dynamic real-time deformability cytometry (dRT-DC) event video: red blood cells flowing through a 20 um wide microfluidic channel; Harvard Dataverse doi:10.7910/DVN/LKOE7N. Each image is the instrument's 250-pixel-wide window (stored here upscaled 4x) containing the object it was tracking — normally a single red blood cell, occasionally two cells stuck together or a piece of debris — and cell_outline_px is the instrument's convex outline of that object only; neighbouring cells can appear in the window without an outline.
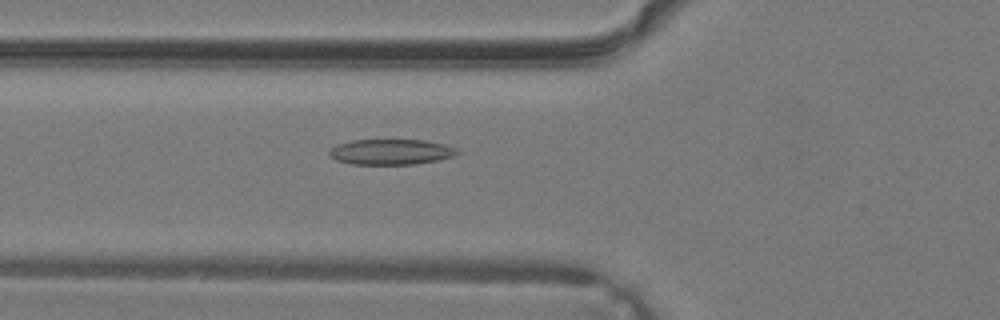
{"species": "common noctule bat (a hibernating species)", "species_latin": "Nyctalus noctula", "temperature_condition": "warm", "stored_images_in_passage": 39, "camera_frame_rate_fps": 3000, "um_per_image_px": 0.085, "animal": {"sex": "male", "body_mass_g": 19.2, "forearm_length_mm": 51.8}, "frame": {"image": 1, "passage_image": 15, "time_ms": 4.667, "image_size_px": [1000, 320], "cell_outline_px": [[460, 152], [456, 156], [436, 160], [412, 164], [352, 164], [336, 160], [328, 156], [328, 148], [336, 144], [352, 140], [424, 140], [444, 144], [456, 148]], "centroid_in_image_um": [33.18, 12.9], "position_along_channel_um": 92.6, "area_um2": 19.13}}
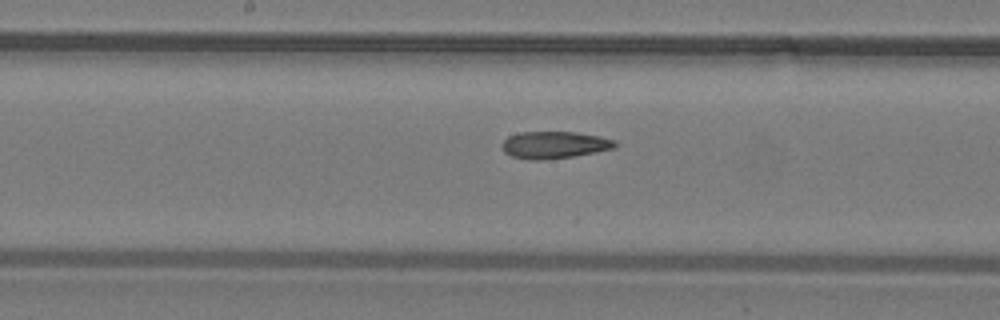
{"frame": {"image": 2, "passage_image": 21, "time_ms": 6.667, "image_size_px": [1000, 320], "cell_outline_px": [[616, 148], [572, 156], [540, 160], [528, 160], [512, 156], [504, 152], [500, 144], [508, 136], [520, 132], [576, 132], [600, 136], [616, 140]], "centroid_in_image_um": [47.1, 12.31], "position_along_channel_um": 201.1, "area_um2": 17.86}}
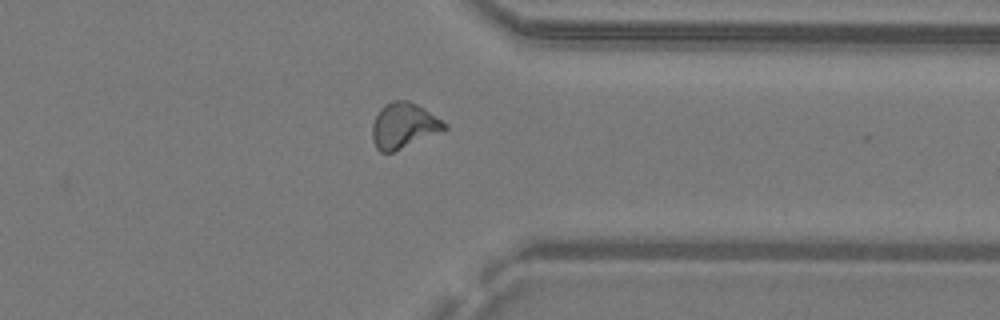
{"frame": {"image": 3, "passage_image": 31, "time_ms": 10.0, "image_size_px": [1000, 320], "cell_outline_px": [[448, 128], [444, 132], [392, 152], [380, 152], [376, 148], [372, 140], [372, 124], [380, 108], [384, 104], [392, 100], [408, 100], [424, 108], [448, 124]], "centroid_in_image_um": [34.34, 10.68], "position_along_channel_um": 377.1, "area_um2": 19.42}}